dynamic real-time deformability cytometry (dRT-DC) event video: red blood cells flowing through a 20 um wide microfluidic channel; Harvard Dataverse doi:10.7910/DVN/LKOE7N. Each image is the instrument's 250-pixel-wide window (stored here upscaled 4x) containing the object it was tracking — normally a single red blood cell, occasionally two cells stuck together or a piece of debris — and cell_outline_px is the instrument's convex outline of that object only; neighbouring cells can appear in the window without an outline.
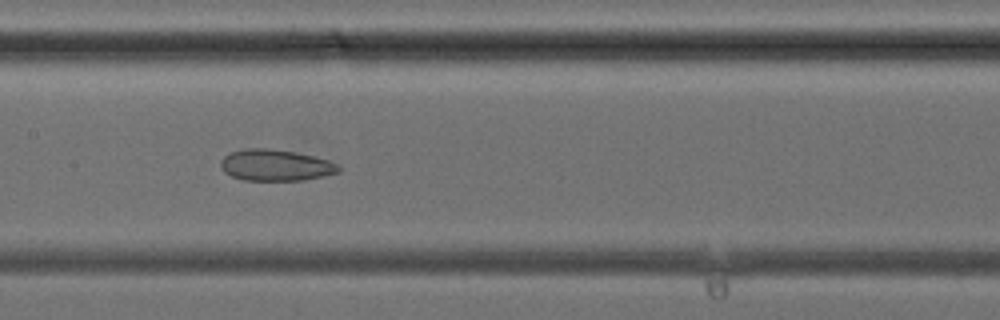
{"species": "common noctule bat (a hibernating species)", "species_latin": "Nyctalus noctula", "temperature_condition": "cold", "stored_images_in_passage": 38, "camera_frame_rate_fps": 3000, "um_per_image_px": 0.085, "animal": {"sex": "female", "body_mass_g": 24.6, "forearm_length_mm": 56.2}, "frame": {"image": 1, "passage_image": 19, "time_ms": 6.0, "image_size_px": [1000, 320], "cell_outline_px": [[340, 172], [304, 180], [244, 180], [232, 176], [224, 172], [220, 168], [220, 160], [224, 156], [232, 152], [244, 148], [268, 148], [296, 152], [328, 160], [336, 164], [340, 168]], "centroid_in_image_um": [23.39, 14.04], "position_along_channel_um": 184.0, "area_um2": 21.5}}
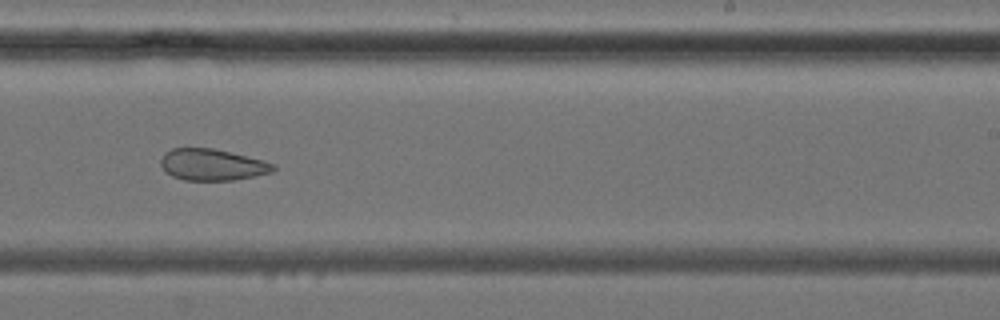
{"frame": {"image": 2, "passage_image": 24, "time_ms": 7.667, "image_size_px": [1000, 320], "cell_outline_px": [[276, 168], [272, 172], [256, 176], [232, 180], [184, 180], [172, 176], [160, 164], [160, 160], [164, 152], [172, 148], [212, 148], [264, 160], [276, 164]], "centroid_in_image_um": [18.06, 14.0], "position_along_channel_um": 270.9, "area_um2": 20.63}}
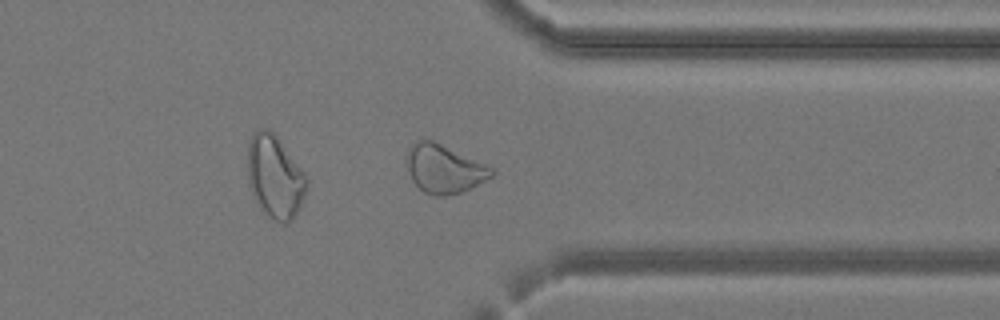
{"frame": {"image": 3, "passage_image": 30, "time_ms": 9.667, "image_size_px": [1000, 320], "cell_outline_px": [[496, 172], [492, 176], [460, 192], [448, 196], [432, 196], [424, 192], [412, 180], [408, 172], [408, 152], [412, 144], [416, 140], [432, 140], [484, 164], [492, 168]], "centroid_in_image_um": [37.72, 14.37], "position_along_channel_um": 373.7, "area_um2": 23.29}}